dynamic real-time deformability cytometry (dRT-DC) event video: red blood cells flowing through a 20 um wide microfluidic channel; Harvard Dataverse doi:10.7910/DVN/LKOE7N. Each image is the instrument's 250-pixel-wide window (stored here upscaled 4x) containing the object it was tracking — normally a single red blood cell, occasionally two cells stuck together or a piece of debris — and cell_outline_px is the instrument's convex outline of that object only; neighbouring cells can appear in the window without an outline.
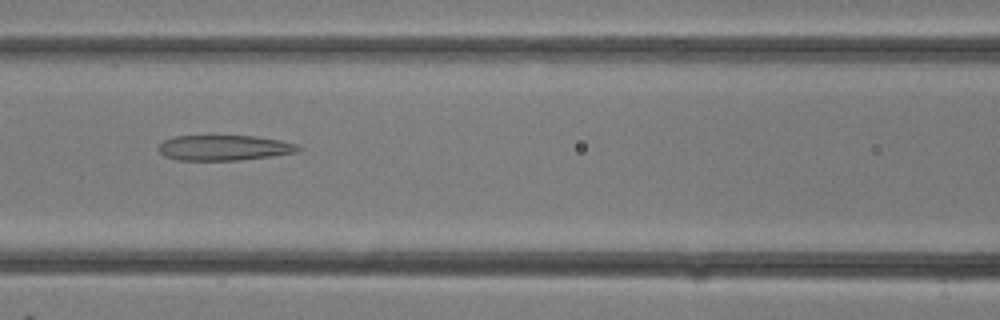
{"species": "common noctule bat (a hibernating species)", "species_latin": "Nyctalus noctula", "temperature_condition": "room temperature", "stored_images_in_passage": 26, "camera_frame_rate_fps": 3000, "um_per_image_px": 0.085, "animal": {"sex": "female"}, "frame": {"image": 1, "passage_image": 8, "time_ms": 2.333, "image_size_px": [1000, 320], "cell_outline_px": [[300, 148], [296, 152], [272, 156], [240, 160], [176, 160], [164, 156], [156, 148], [164, 140], [172, 136], [212, 132], [256, 136], [280, 140], [296, 144]], "centroid_in_image_um": [18.95, 12.5], "position_along_channel_um": 147.6, "area_um2": 21.85}}
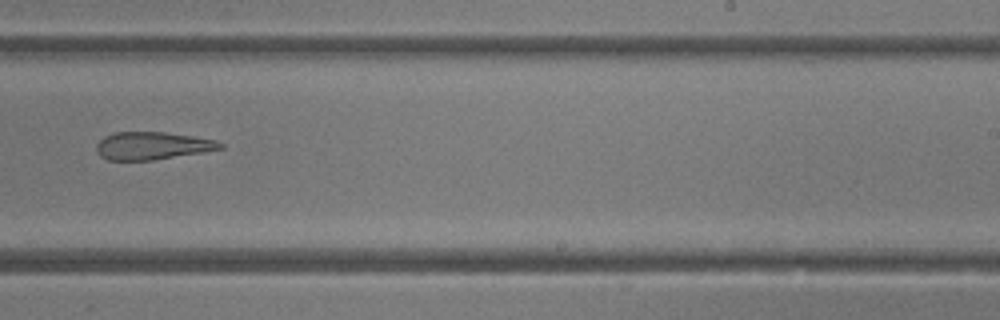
{"frame": {"image": 2, "passage_image": 14, "time_ms": 4.333, "image_size_px": [1000, 320], "cell_outline_px": [[224, 148], [204, 152], [152, 160], [108, 160], [100, 156], [96, 148], [96, 144], [104, 136], [112, 132], [164, 132], [192, 136], [216, 140], [224, 144]], "centroid_in_image_um": [12.94, 12.38], "position_along_channel_um": 276.1, "area_um2": 20.0}}
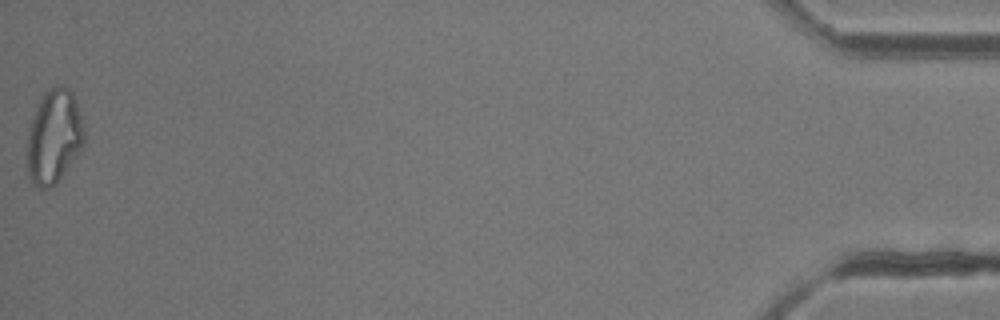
{"frame": {"image": 3, "passage_image": 26, "time_ms": 8.333, "image_size_px": [1000, 320], "cell_outline_px": [[84, 144], [56, 184], [52, 188], [36, 188], [32, 184], [28, 176], [28, 132], [36, 104], [44, 92], [48, 88], [60, 84], [68, 88], [72, 92], [76, 100], [84, 128]], "centroid_in_image_um": [4.58, 11.6], "position_along_channel_um": 430.6, "area_um2": 31.39}}